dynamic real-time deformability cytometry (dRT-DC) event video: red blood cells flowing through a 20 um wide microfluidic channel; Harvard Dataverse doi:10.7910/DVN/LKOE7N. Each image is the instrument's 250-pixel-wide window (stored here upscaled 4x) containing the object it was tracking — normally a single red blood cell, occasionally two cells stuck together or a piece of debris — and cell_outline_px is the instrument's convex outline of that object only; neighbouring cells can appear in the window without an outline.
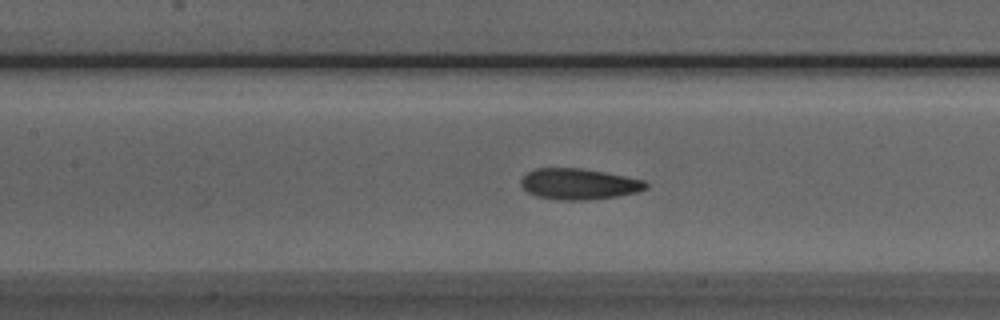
{"species": "Egyptian fruit bat (a non-hibernating species)", "species_latin": "Rousettus aegyptiacus", "temperature_condition": "room temperature", "stored_images_in_passage": 46, "camera_frame_rate_fps": 3000, "um_per_image_px": 0.085, "animal": {"sex": "male"}, "frame": {"image": 1, "passage_image": 16, "time_ms": 5.0, "image_size_px": [1000, 320], "cell_outline_px": [[648, 188], [640, 192], [616, 196], [588, 200], [560, 200], [536, 196], [528, 192], [520, 184], [520, 180], [528, 172], [536, 168], [580, 168], [604, 172], [644, 180], [648, 184]], "centroid_in_image_um": [49.22, 15.64], "position_along_channel_um": 158.2, "area_um2": 22.54}}
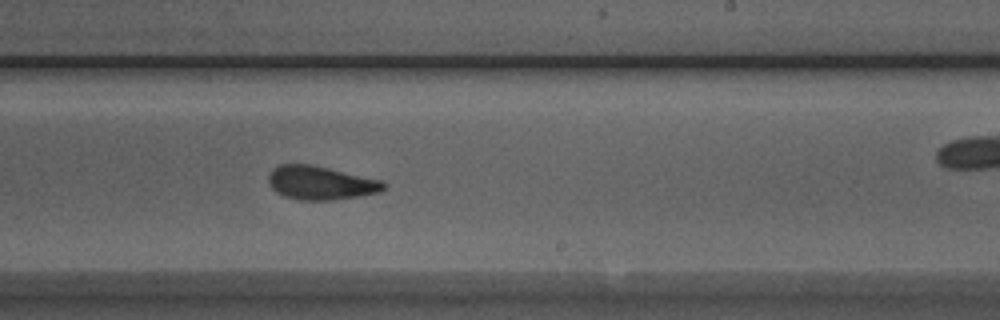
{"frame": {"image": 2, "passage_image": 24, "time_ms": 7.667, "image_size_px": [1000, 320], "cell_outline_px": [[388, 184], [380, 192], [332, 200], [300, 200], [284, 196], [276, 192], [268, 184], [268, 176], [272, 168], [280, 164], [312, 164], [384, 180]], "centroid_in_image_um": [27.25, 15.53], "position_along_channel_um": 261.7, "area_um2": 22.83}}
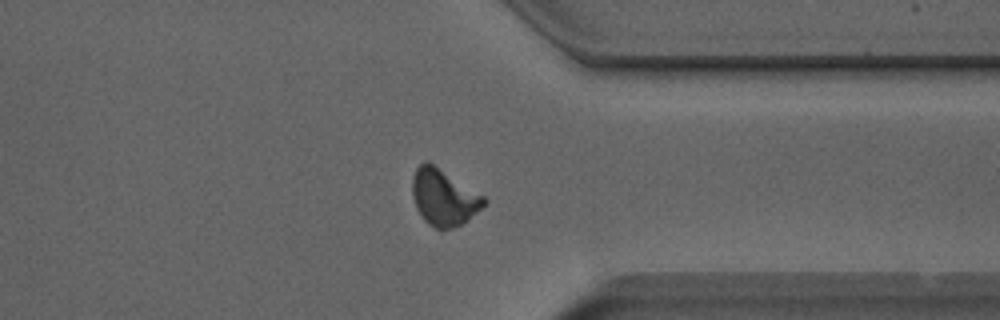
{"frame": {"image": 3, "passage_image": 33, "time_ms": 10.667, "image_size_px": [1000, 320], "cell_outline_px": [[488, 200], [476, 212], [460, 224], [452, 228], [436, 228], [428, 224], [424, 220], [416, 208], [412, 196], [412, 176], [416, 168], [424, 160], [428, 160], [484, 196]], "centroid_in_image_um": [37.67, 16.74], "position_along_channel_um": 373.7, "area_um2": 23.35}, "authors_computed_cell_mechanics": {"area_um2": 22.7732, "velocity_mm_per_s": 3.8988, "shape_relaxation_time_tau1_ms": 3.2661, "shape_relaxation_time_tau2_ms": 1.6335, "deformation_change_tau1": 0.1232, "deformation_change_tau2": 0.0753}}